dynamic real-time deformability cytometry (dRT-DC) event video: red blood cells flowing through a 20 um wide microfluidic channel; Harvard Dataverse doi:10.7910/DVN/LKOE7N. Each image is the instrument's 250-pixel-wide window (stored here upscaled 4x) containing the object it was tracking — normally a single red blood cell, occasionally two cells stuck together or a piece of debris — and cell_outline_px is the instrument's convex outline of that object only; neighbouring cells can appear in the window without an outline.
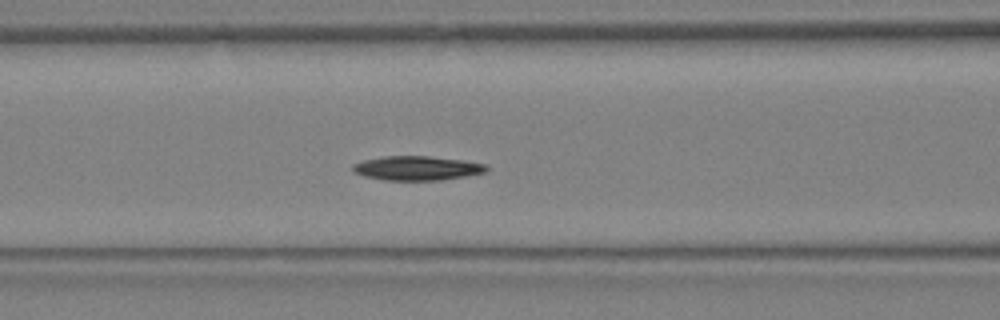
{"species": "Egyptian fruit bat (a non-hibernating species)", "species_latin": "Rousettus aegyptiacus", "temperature_condition": "warm", "stored_images_in_passage": 11, "camera_frame_rate_fps": 3000, "um_per_image_px": 0.085, "animal": {"sex": "female"}, "frame": {"image": 1, "passage_image": 8, "time_ms": 2.333, "image_size_px": [1000, 320], "cell_outline_px": [[488, 172], [468, 176], [440, 180], [384, 180], [364, 176], [352, 172], [352, 164], [364, 160], [384, 156], [428, 156], [464, 160], [484, 164], [488, 168]], "centroid_in_image_um": [35.45, 14.29], "position_along_channel_um": 131.2, "area_um2": 19.02}}
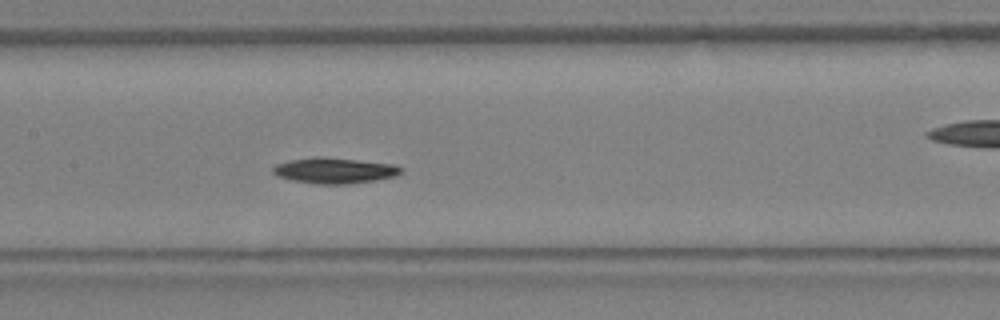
{"frame": {"image": 2, "passage_image": 10, "time_ms": 3.0, "image_size_px": [1000, 320], "cell_outline_px": [[404, 168], [396, 176], [348, 184], [316, 184], [292, 180], [276, 176], [272, 172], [272, 168], [276, 164], [288, 160], [316, 156], [320, 156], [392, 164]], "centroid_in_image_um": [28.37, 14.49], "position_along_channel_um": 179.0, "area_um2": 19.13}}